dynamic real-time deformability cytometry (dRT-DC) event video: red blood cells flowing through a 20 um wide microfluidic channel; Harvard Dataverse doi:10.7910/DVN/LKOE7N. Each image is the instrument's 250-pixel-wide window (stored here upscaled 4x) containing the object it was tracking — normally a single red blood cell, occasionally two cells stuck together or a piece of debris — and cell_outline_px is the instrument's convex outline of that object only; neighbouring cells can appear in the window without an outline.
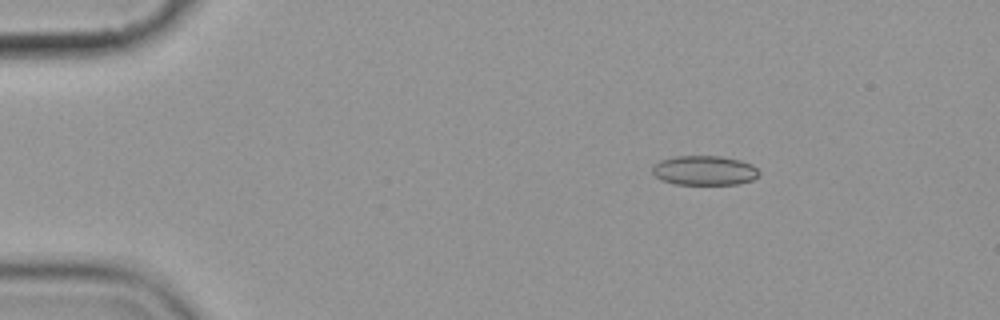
{"species": "common noctule bat (a hibernating species)", "species_latin": "Nyctalus noctula", "temperature_condition": "cold", "stored_images_in_passage": 10, "camera_frame_rate_fps": 3000, "um_per_image_px": 0.085, "animal": {"sex": "female", "body_mass_g": 19.9}, "frame": {"image": 1, "passage_image": 2, "time_ms": 1.333, "image_size_px": [1000, 320], "cell_outline_px": [[760, 172], [752, 180], [736, 184], [676, 184], [660, 180], [652, 172], [652, 168], [660, 160], [676, 156], [720, 156], [740, 160], [752, 164]], "centroid_in_image_um": [59.86, 14.48], "position_along_channel_um": 25.1, "area_um2": 18.26}}
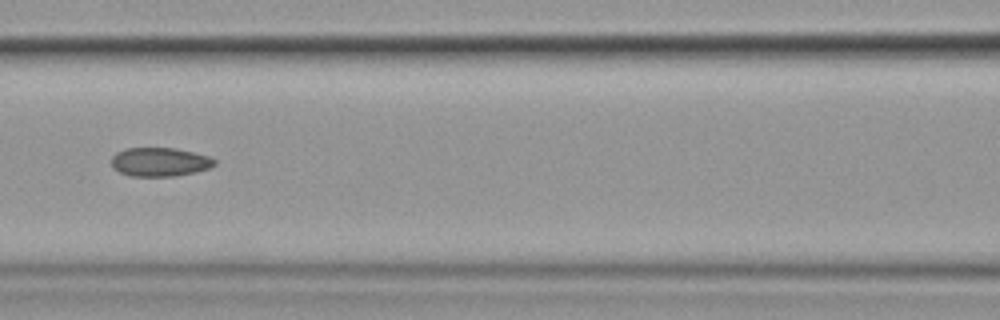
{"frame": {"image": 2, "passage_image": 7, "time_ms": 7.0, "image_size_px": [1000, 320], "cell_outline_px": [[216, 164], [208, 168], [196, 172], [176, 176], [128, 176], [112, 168], [112, 156], [116, 152], [124, 148], [176, 148], [208, 156], [216, 160]], "centroid_in_image_um": [13.56, 13.77], "position_along_channel_um": 153.0, "area_um2": 17.4}}
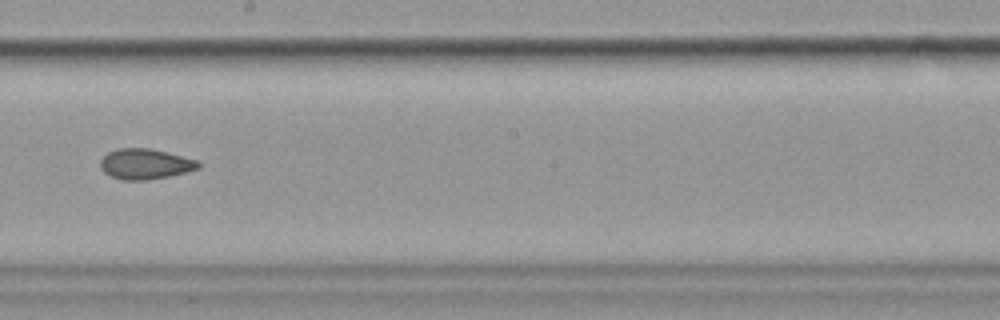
{"frame": {"image": 3, "passage_image": 9, "time_ms": 9.333, "image_size_px": [1000, 320], "cell_outline_px": [[200, 168], [168, 176], [148, 180], [124, 180], [112, 176], [104, 172], [100, 168], [100, 160], [108, 152], [116, 148], [152, 148], [200, 160]], "centroid_in_image_um": [12.36, 13.92], "position_along_channel_um": 235.8, "area_um2": 17.51}}